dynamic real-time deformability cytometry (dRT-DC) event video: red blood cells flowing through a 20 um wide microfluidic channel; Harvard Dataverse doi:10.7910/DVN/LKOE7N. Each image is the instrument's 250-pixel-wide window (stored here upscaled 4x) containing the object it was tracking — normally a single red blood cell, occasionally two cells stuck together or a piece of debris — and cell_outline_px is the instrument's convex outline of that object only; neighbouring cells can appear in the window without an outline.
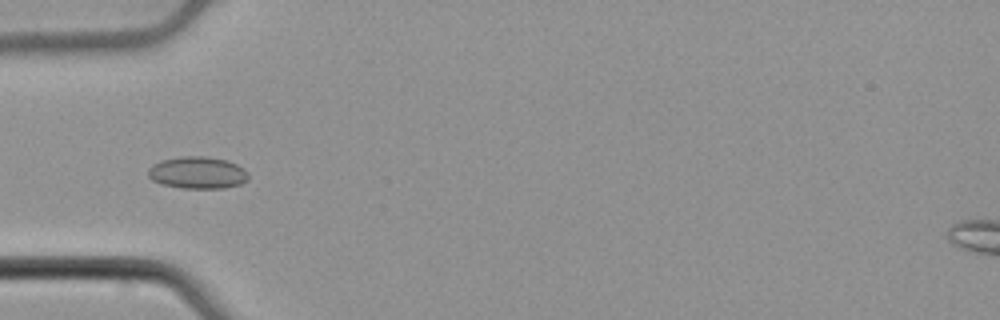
{"species": "common noctule bat (a hibernating species)", "species_latin": "Nyctalus noctula", "temperature_condition": "cold", "stored_images_in_passage": 55, "camera_frame_rate_fps": 3000, "um_per_image_px": 0.085, "animal": {"sex": "male", "body_mass_g": 21.5, "forearm_length_mm": 52.0}, "frame": {"image": 1, "passage_image": 19, "time_ms": 6.0, "image_size_px": [1000, 320], "cell_outline_px": [[248, 180], [240, 184], [224, 188], [180, 188], [160, 184], [152, 180], [148, 176], [148, 168], [152, 164], [160, 160], [180, 156], [208, 156], [228, 160], [244, 168], [248, 172]], "centroid_in_image_um": [16.78, 14.67], "position_along_channel_um": 68.2, "area_um2": 19.07}}
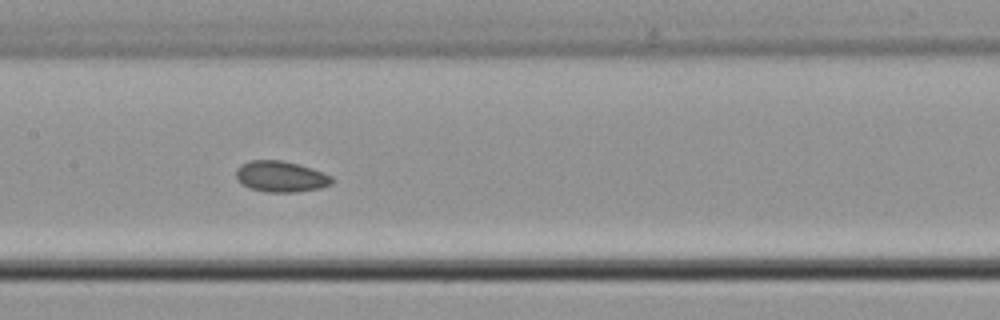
{"frame": {"image": 2, "passage_image": 28, "time_ms": 9.0, "image_size_px": [1000, 320], "cell_outline_px": [[336, 180], [332, 184], [320, 188], [296, 192], [264, 192], [248, 188], [236, 180], [236, 168], [240, 164], [252, 160], [280, 160], [300, 164], [312, 168], [332, 176]], "centroid_in_image_um": [23.87, 15.01], "position_along_channel_um": 183.5, "area_um2": 17.63}}
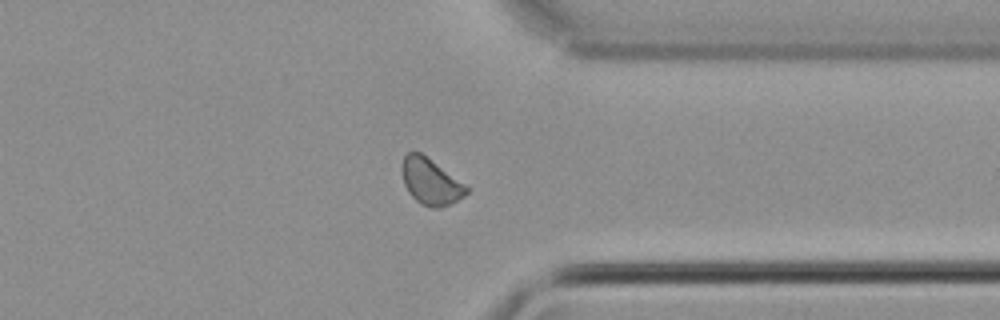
{"frame": {"image": 3, "passage_image": 43, "time_ms": 14.0, "image_size_px": [1000, 320], "cell_outline_px": [[472, 188], [464, 196], [440, 208], [432, 208], [420, 204], [408, 192], [404, 184], [400, 172], [400, 168], [404, 156], [408, 152], [420, 152]], "centroid_in_image_um": [36.6, 15.43], "position_along_channel_um": 374.8, "area_um2": 17.57}, "authors_computed_cell_mechanics": {"area_um2": 17.5712, "velocity_mm_per_s": 3.8908, "shape_relaxation_time_tau1_ms": null, "shape_relaxation_time_tau2_ms": 5.1066, "deformation_change_tau1": null, "deformation_change_tau2": 0.0617}}